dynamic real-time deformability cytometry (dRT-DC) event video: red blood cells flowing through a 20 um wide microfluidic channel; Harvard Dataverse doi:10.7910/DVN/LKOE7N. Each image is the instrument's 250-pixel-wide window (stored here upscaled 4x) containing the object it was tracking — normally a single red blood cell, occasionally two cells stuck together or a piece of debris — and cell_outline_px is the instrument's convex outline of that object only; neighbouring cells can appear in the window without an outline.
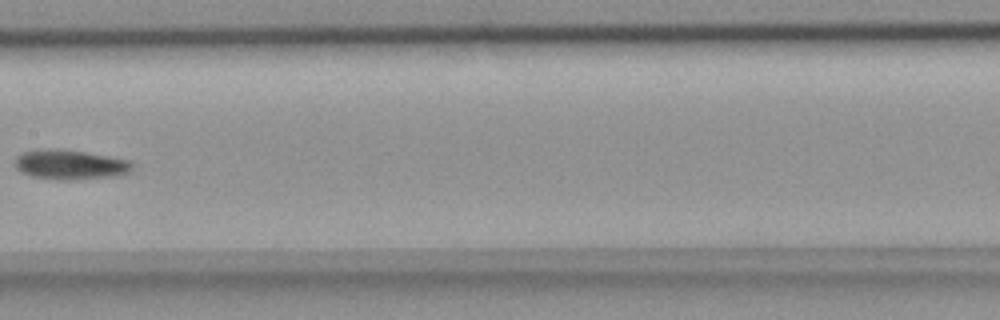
{"species": "common noctule bat (a hibernating species)", "species_latin": "Nyctalus noctula", "temperature_condition": "room temperature", "stored_images_in_passage": 9, "camera_frame_rate_fps": 3000, "um_per_image_px": 0.085, "animal": {"sex": "female", "body_mass_g": 18.4}, "frame": {"image": 1, "passage_image": 8, "time_ms": 2.333, "image_size_px": [1000, 320], "cell_outline_px": [[132, 168], [128, 172], [116, 176], [60, 180], [32, 176], [16, 168], [16, 156], [20, 152], [44, 148], [56, 148], [84, 152], [132, 160]], "centroid_in_image_um": [5.95, 13.97], "position_along_channel_um": 201.4, "area_um2": 20.17}}
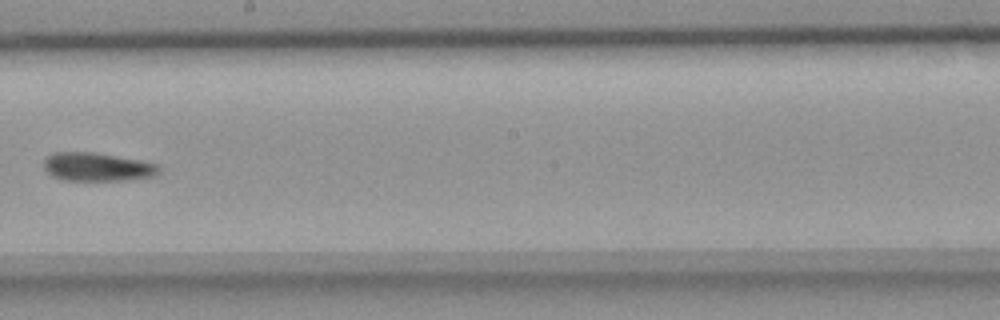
{"frame": {"image": 2, "passage_image": 9, "time_ms": 2.667, "image_size_px": [1000, 320], "cell_outline_px": [[160, 172], [156, 176], [120, 180], [64, 180], [52, 176], [44, 168], [44, 160], [52, 152], [96, 152], [140, 160], [156, 164], [160, 168]], "centroid_in_image_um": [8.26, 14.18], "position_along_channel_um": 239.9, "area_um2": 19.07}}